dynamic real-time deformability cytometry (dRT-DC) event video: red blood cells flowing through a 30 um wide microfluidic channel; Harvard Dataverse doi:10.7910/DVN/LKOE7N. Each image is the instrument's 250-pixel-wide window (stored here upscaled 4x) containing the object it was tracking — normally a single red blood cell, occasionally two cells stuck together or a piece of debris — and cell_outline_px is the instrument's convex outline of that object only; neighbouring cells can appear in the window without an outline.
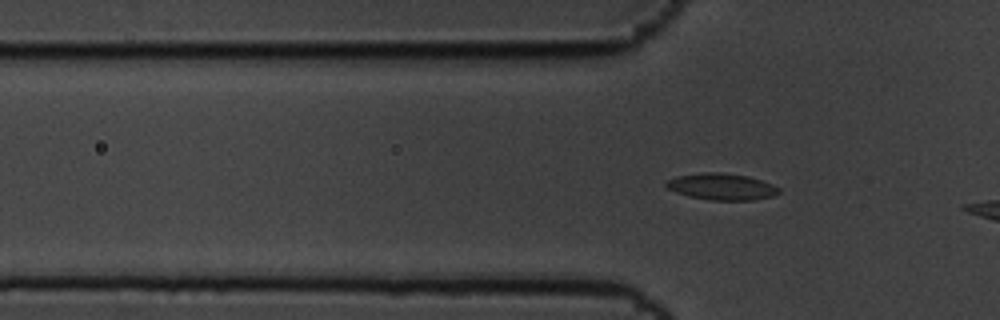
{"species": "common noctule bat (a hibernating species)", "species_latin": "Nyctalus noctula", "temperature_condition": "cold", "stored_images_in_passage": 8, "segment_of_instrument_passage": [2, 2], "camera_frame_rate_fps": 3000, "um_per_image_px": 0.085, "animal": {"sex": "male", "body_mass_g": 19.5, "forearm_length_mm": 54.6}, "frame": {"image": 1, "passage_image": 8, "time_ms": 2.333, "image_size_px": [1000, 320], "cell_outline_px": [[780, 192], [772, 196], [752, 200], [712, 200], [688, 196], [676, 192], [668, 188], [664, 184], [668, 180], [676, 176], [704, 172], [720, 172], [748, 176], [772, 184], [780, 188]], "centroid_in_image_um": [61.34, 15.86], "position_along_channel_um": 64.5, "area_um2": 17.34}}